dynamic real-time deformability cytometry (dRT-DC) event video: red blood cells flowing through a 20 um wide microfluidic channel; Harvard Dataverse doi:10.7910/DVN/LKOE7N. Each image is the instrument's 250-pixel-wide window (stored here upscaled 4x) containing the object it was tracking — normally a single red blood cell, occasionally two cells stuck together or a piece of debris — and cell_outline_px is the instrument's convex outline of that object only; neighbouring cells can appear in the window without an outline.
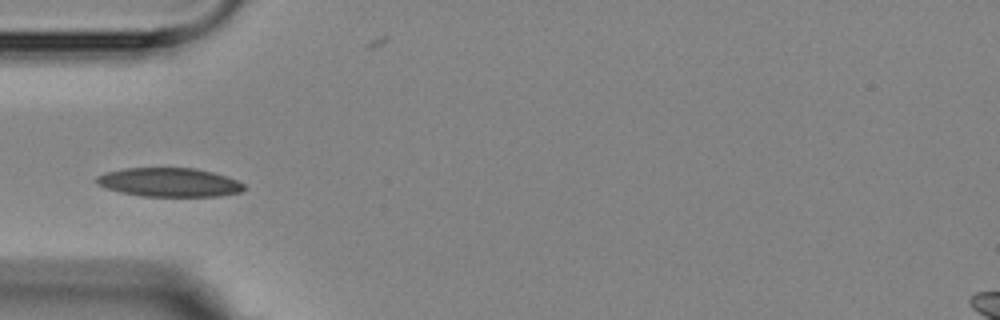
{"species": "Egyptian fruit bat (a non-hibernating species)", "species_latin": "Rousettus aegyptiacus", "temperature_condition": "room temperature", "stored_images_in_passage": 9, "camera_frame_rate_fps": 3000, "um_per_image_px": 0.085, "animal": {"sex": "female"}, "frame": {"image": 1, "passage_image": 3, "time_ms": 3.667, "image_size_px": [1000, 320], "cell_outline_px": [[244, 188], [240, 192], [220, 196], [140, 196], [120, 192], [104, 188], [96, 184], [96, 176], [108, 172], [128, 168], [196, 168], [212, 172], [236, 180], [244, 184]], "centroid_in_image_um": [14.35, 15.5], "position_along_channel_um": 70.6, "area_um2": 24.68}}
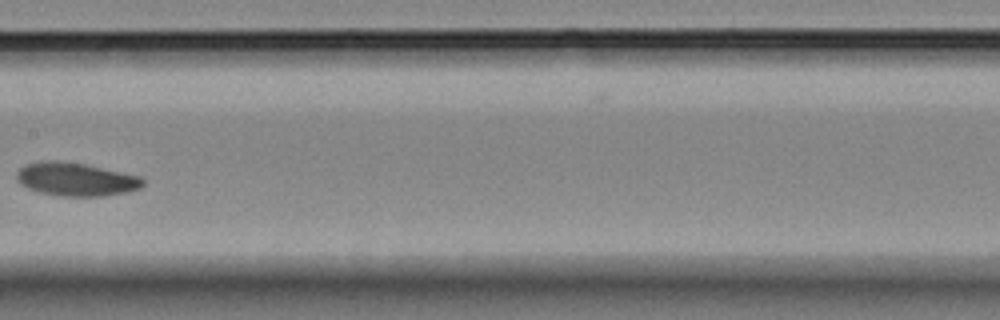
{"frame": {"image": 2, "passage_image": 6, "time_ms": 7.333, "image_size_px": [1000, 320], "cell_outline_px": [[144, 184], [140, 188], [128, 192], [104, 196], [60, 196], [36, 192], [20, 184], [16, 180], [16, 172], [24, 164], [40, 160], [56, 160], [84, 164], [140, 176], [144, 180]], "centroid_in_image_um": [6.4, 15.24], "position_along_channel_um": 201.0, "area_um2": 24.8}}
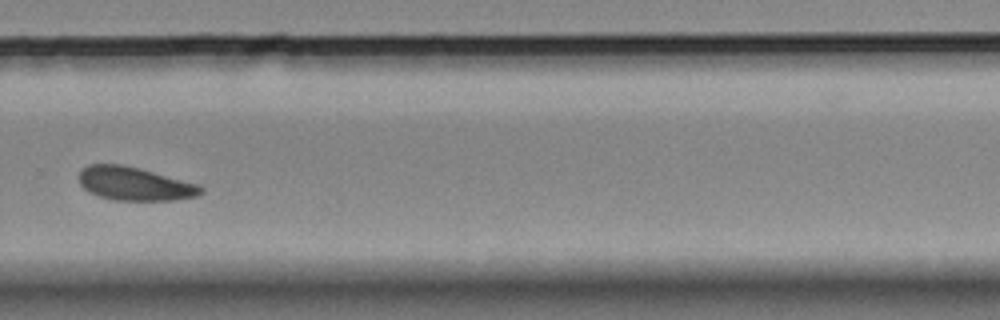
{"frame": {"image": 3, "passage_image": 9, "time_ms": 10.667, "image_size_px": [1000, 320], "cell_outline_px": [[204, 192], [196, 196], [176, 200], [116, 200], [100, 196], [88, 192], [80, 184], [80, 168], [88, 164], [124, 164], [140, 168], [200, 184], [204, 188]], "centroid_in_image_um": [11.47, 15.61], "position_along_channel_um": 318.3, "area_um2": 23.99}}